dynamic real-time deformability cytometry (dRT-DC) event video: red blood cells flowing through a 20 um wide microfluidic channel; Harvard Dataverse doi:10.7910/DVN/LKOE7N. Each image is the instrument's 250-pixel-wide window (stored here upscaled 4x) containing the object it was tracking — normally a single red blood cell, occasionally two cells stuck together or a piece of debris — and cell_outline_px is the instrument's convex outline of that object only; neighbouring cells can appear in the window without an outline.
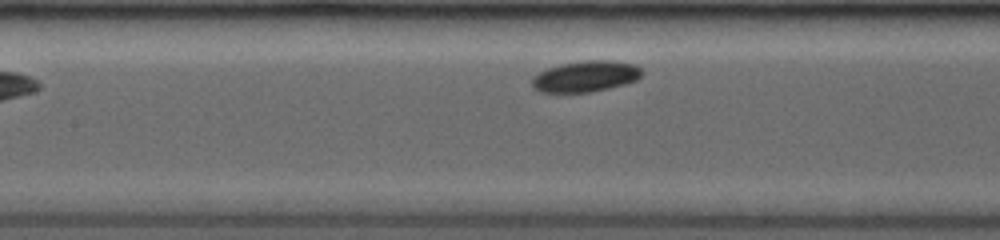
{"species": "common noctule bat (a hibernating species)", "species_latin": "Nyctalus noctula", "temperature_condition": "room temperature", "stored_images_in_passage": 9, "segment_of_instrument_passage": [2, 2], "camera_frame_rate_fps": 3500, "um_per_image_px": 0.085, "animal": {"sex": "female", "body_mass_g": 19.0, "forearm_length_mm": 53.3}, "frame": {"image": 1, "passage_image": 9, "time_ms": 4.857, "image_size_px": [1000, 240], "cell_outline_px": [[644, 72], [636, 80], [624, 84], [592, 92], [540, 92], [532, 88], [532, 76], [548, 68], [560, 64], [584, 60], [612, 60], [636, 64]], "centroid_in_image_um": [49.78, 6.48], "position_along_channel_um": 157.6, "area_um2": 20.0}}